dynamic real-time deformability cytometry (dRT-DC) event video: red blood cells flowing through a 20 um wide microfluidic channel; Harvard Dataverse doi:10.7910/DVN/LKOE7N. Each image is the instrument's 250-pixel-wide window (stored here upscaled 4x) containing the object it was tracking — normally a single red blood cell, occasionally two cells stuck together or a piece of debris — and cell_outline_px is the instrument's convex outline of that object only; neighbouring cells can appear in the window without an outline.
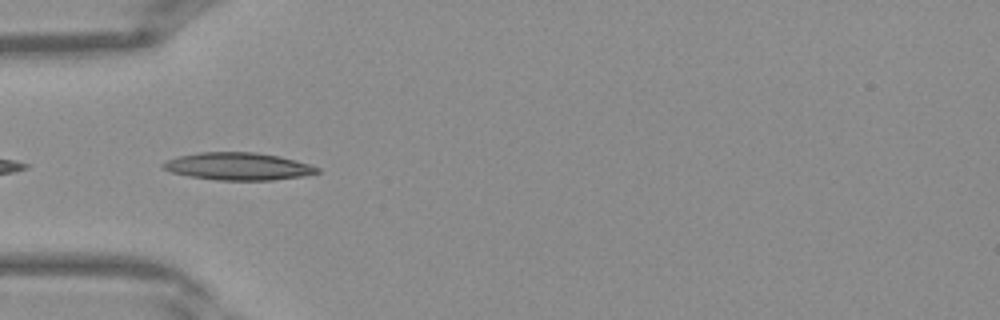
{"species": "Egyptian fruit bat (a non-hibernating species)", "species_latin": "Rousettus aegyptiacus", "temperature_condition": "warm", "stored_images_in_passage": 8, "camera_frame_rate_fps": 3000, "um_per_image_px": 0.085, "frame": {"image": 1, "passage_image": 1, "time_ms": 0.0, "image_size_px": [1000, 320], "cell_outline_px": [[320, 172], [304, 176], [272, 180], [216, 180], [188, 176], [172, 172], [164, 168], [160, 164], [168, 160], [180, 156], [200, 152], [256, 152], [280, 156], [296, 160], [320, 168]], "centroid_in_image_um": [20.27, 14.14], "position_along_channel_um": 64.7, "area_um2": 24.62}}